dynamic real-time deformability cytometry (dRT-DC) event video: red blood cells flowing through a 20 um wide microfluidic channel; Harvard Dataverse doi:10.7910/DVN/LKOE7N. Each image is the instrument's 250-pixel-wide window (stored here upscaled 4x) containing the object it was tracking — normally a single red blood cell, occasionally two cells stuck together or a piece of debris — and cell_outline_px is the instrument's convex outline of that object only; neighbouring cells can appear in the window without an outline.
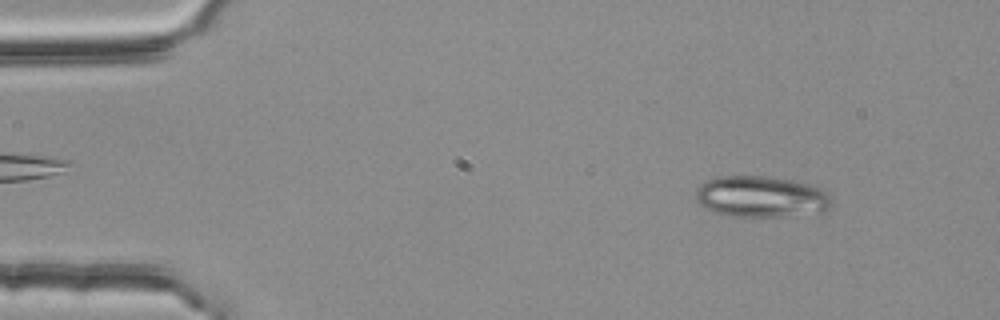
{"species": "common noctule bat (a hibernating species)", "species_latin": "Nyctalus noctula", "temperature_condition": "room temperature", "stored_images_in_passage": 52, "camera_frame_rate_fps": 3000, "um_per_image_px": 0.085, "animal": {"sex": "female", "body_mass_g": 25.1}, "frame": {"image": 1, "passage_image": 4, "time_ms": 1.0, "image_size_px": [1000, 320], "cell_outline_px": [[832, 204], [828, 208], [820, 212], [788, 216], [728, 216], [708, 212], [696, 200], [696, 188], [708, 180], [720, 176], [764, 176], [792, 180], [808, 184], [824, 192], [832, 200]], "centroid_in_image_um": [64.63, 16.73], "position_along_channel_um": 20.4, "area_um2": 32.54}}
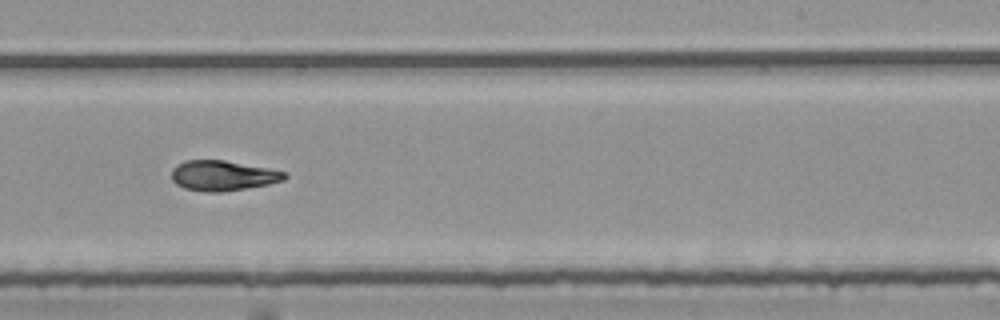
{"frame": {"image": 2, "passage_image": 31, "time_ms": 10.0, "image_size_px": [1000, 320], "cell_outline_px": [[288, 176], [284, 180], [268, 184], [220, 192], [204, 192], [184, 188], [176, 184], [172, 180], [172, 168], [176, 164], [184, 160], [224, 160], [284, 172]], "centroid_in_image_um": [18.87, 14.93], "position_along_channel_um": 270.1, "area_um2": 19.65}}
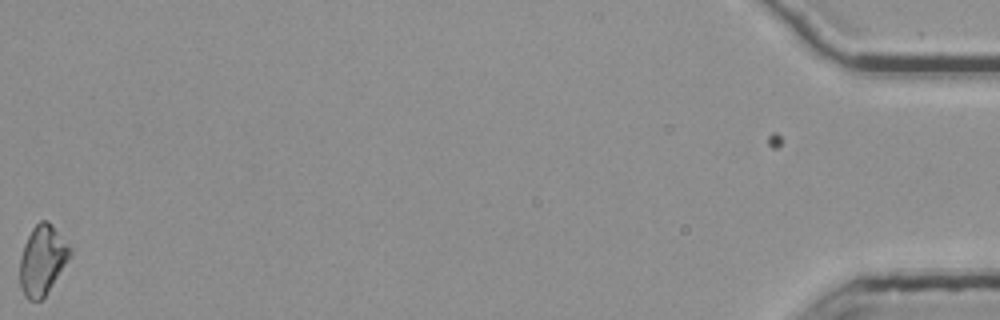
{"frame": {"image": 3, "passage_image": 52, "time_ms": 17.0, "image_size_px": [1000, 320], "cell_outline_px": [[72, 252], [68, 260], [44, 296], [40, 300], [28, 300], [24, 296], [20, 288], [20, 256], [24, 244], [32, 228], [40, 220], [48, 220], [72, 248]], "centroid_in_image_um": [3.59, 22.09], "position_along_channel_um": 431.6, "area_um2": 20.17}, "authors_computed_cell_mechanics": {"area_um2": 20.4034, "velocity_mm_per_s": 3.7805, "shape_relaxation_time_tau1_ms": null, "shape_relaxation_time_tau2_ms": 2.6741, "deformation_change_tau1": null, "deformation_change_tau2": 0.0768}}